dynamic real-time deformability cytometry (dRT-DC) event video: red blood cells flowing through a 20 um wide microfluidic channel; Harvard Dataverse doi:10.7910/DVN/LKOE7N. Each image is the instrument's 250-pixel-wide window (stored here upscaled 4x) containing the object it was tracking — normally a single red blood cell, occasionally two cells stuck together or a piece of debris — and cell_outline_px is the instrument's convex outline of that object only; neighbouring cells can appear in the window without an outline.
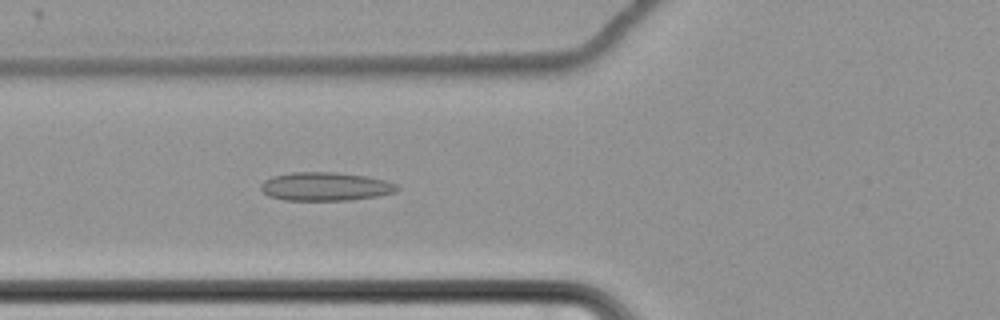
{"species": "common noctule bat (a hibernating species)", "species_latin": "Nyctalus noctula", "temperature_condition": "cold", "stored_images_in_passage": 65, "camera_frame_rate_fps": 3000, "um_per_image_px": 0.085, "animal": {"sex": "female", "body_mass_g": 22.7, "forearm_length_mm": 54.2}, "frame": {"image": 1, "passage_image": 28, "time_ms": 9.0, "image_size_px": [1000, 320], "cell_outline_px": [[400, 188], [396, 192], [376, 196], [348, 200], [284, 200], [268, 196], [260, 188], [260, 184], [264, 180], [272, 176], [292, 172], [336, 172], [368, 176], [384, 180], [396, 184]], "centroid_in_image_um": [27.64, 15.85], "position_along_channel_um": 98.2, "area_um2": 22.72}}
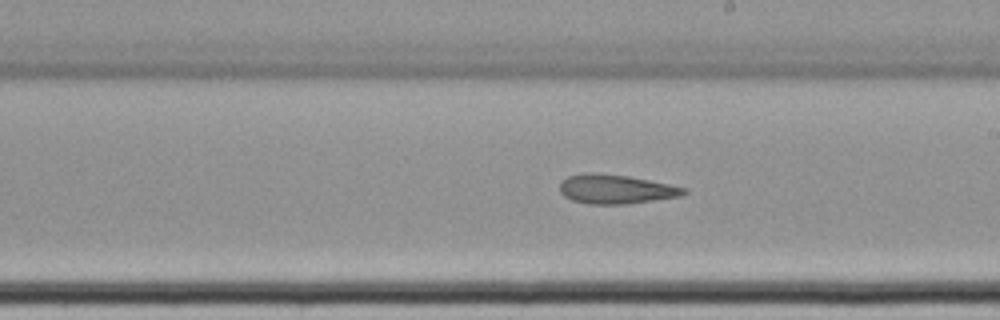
{"frame": {"image": 2, "passage_image": 40, "time_ms": 13.0, "image_size_px": [1000, 320], "cell_outline_px": [[688, 192], [680, 196], [628, 204], [588, 204], [572, 200], [564, 196], [560, 192], [560, 180], [568, 176], [584, 172], [592, 172], [628, 176], [688, 188]], "centroid_in_image_um": [52.31, 16.07], "position_along_channel_um": 236.7, "area_um2": 21.21}}
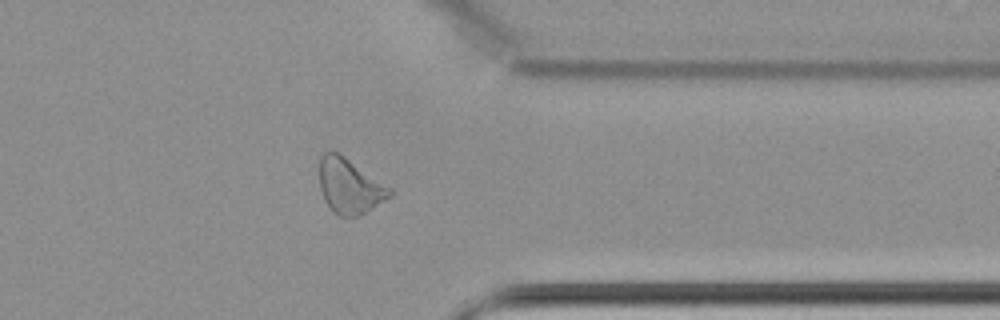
{"frame": {"image": 3, "passage_image": 53, "time_ms": 17.333, "image_size_px": [1000, 320], "cell_outline_px": [[392, 196], [364, 212], [356, 216], [340, 216], [332, 212], [324, 200], [320, 188], [320, 156], [324, 152], [340, 152], [392, 188]], "centroid_in_image_um": [29.71, 15.79], "position_along_channel_um": 381.7, "area_um2": 22.6}, "authors_computed_cell_mechanics": {"area_um2": 23.409, "velocity_mm_per_s": 3.4631, "shape_relaxation_time_tau1_ms": null, "shape_relaxation_time_tau2_ms": 10.0989, "deformation_change_tau1": null, "deformation_change_tau2": 0.2109}}